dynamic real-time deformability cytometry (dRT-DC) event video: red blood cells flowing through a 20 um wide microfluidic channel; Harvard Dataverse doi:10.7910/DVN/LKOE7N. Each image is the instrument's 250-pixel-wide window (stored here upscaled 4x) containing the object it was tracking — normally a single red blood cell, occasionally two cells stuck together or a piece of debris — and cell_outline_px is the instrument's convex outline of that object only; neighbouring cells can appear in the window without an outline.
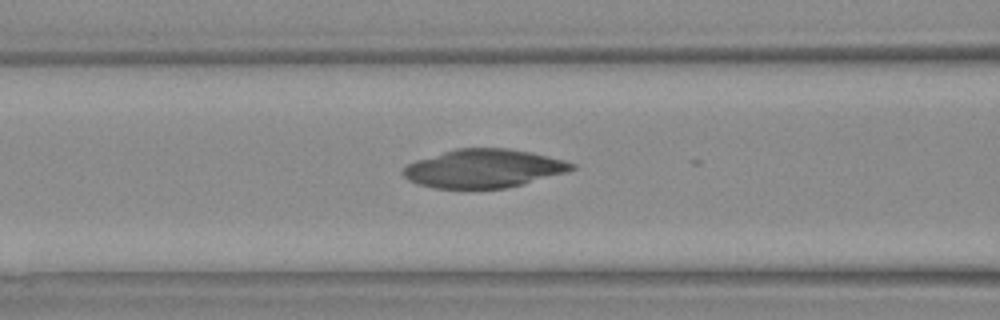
{"species": "Egyptian fruit bat (a non-hibernating species)", "species_latin": "Rousettus aegyptiacus", "temperature_condition": "warm", "stored_images_in_passage": 12, "camera_frame_rate_fps": 3000, "um_per_image_px": 0.085, "animal": {"sex": "female"}, "frame": {"image": 1, "passage_image": 4, "time_ms": 1.0, "image_size_px": [1000, 320], "cell_outline_px": [[576, 168], [568, 172], [524, 184], [504, 188], [436, 188], [420, 184], [408, 180], [404, 176], [404, 168], [408, 164], [416, 160], [456, 148], [508, 148], [528, 152], [564, 160], [576, 164]], "centroid_in_image_um": [41.14, 14.32], "position_along_channel_um": 125.5, "area_um2": 37.51}}